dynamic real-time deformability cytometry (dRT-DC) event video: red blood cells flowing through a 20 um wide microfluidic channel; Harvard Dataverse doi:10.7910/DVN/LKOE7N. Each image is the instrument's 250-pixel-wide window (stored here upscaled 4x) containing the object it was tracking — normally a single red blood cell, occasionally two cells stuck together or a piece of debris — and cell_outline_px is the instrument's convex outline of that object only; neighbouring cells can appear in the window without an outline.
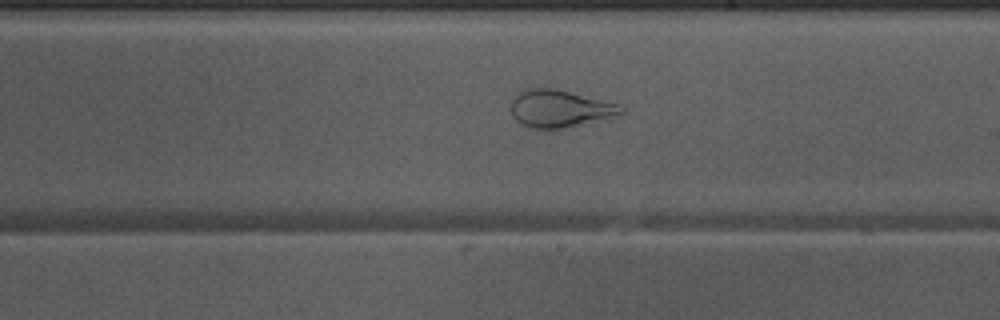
{"species": "Egyptian fruit bat (a non-hibernating species)", "species_latin": "Rousettus aegyptiacus", "temperature_condition": "warm", "stored_images_in_passage": 46, "camera_frame_rate_fps": 3000, "um_per_image_px": 0.085, "animal": {"sex": "male"}, "frame": {"image": 1, "passage_image": 24, "time_ms": 7.667, "image_size_px": [1000, 320], "cell_outline_px": [[624, 112], [620, 116], [564, 128], [532, 128], [520, 124], [512, 116], [512, 96], [524, 88], [556, 88], [620, 104], [624, 108]], "centroid_in_image_um": [47.6, 9.22], "position_along_channel_um": 241.4, "area_um2": 24.33}}
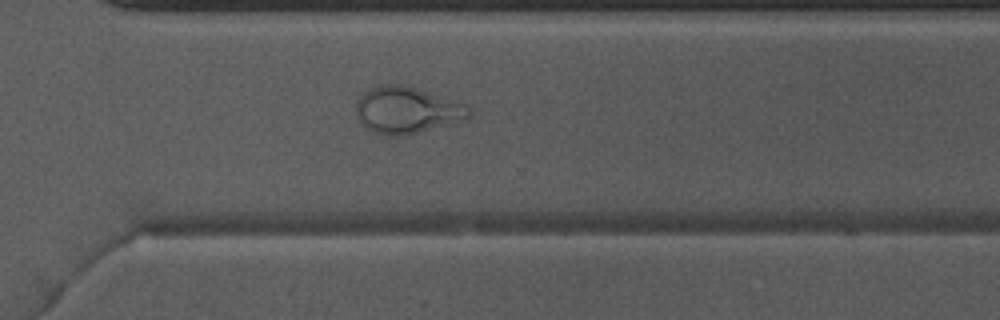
{"frame": {"image": 2, "passage_image": 31, "time_ms": 10.0, "image_size_px": [1000, 320], "cell_outline_px": [[472, 112], [464, 120], [456, 124], [400, 136], [392, 136], [372, 132], [360, 124], [356, 112], [356, 100], [368, 88], [380, 84], [400, 84], [416, 88], [468, 104], [472, 108]], "centroid_in_image_um": [34.6, 9.36], "position_along_channel_um": 336.0, "area_um2": 31.27}}
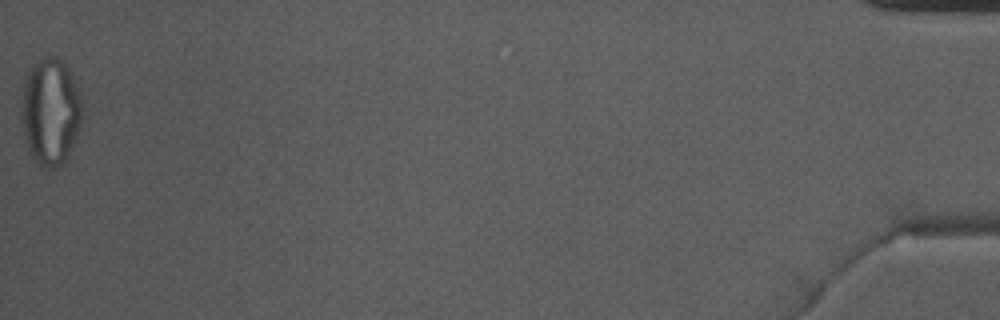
{"frame": {"image": 3, "passage_image": 46, "time_ms": 15.0, "image_size_px": [1000, 320], "cell_outline_px": [[84, 108], [80, 128], [68, 156], [64, 164], [56, 168], [48, 168], [32, 160], [24, 140], [20, 120], [20, 100], [24, 80], [32, 64], [44, 52], [52, 52], [68, 68], [80, 92], [84, 104]], "centroid_in_image_um": [4.27, 9.44], "position_along_channel_um": 430.9, "area_um2": 39.54}}